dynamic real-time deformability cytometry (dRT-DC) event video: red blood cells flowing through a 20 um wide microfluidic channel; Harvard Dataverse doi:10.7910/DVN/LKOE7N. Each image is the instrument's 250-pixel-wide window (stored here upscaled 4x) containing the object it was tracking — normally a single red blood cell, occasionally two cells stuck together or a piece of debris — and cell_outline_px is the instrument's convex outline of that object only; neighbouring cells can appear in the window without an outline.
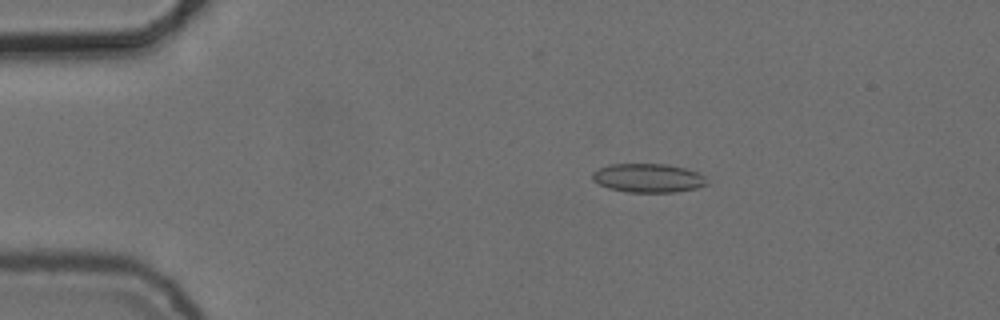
{"species": "common noctule bat (a hibernating species)", "species_latin": "Nyctalus noctula", "temperature_condition": "cold", "stored_images_in_passage": 56, "camera_frame_rate_fps": 3000, "um_per_image_px": 0.085, "animal": {"sex": "female", "body_mass_g": 24.6, "forearm_length_mm": 56.2}, "frame": {"image": 1, "passage_image": 11, "time_ms": 3.333, "image_size_px": [1000, 320], "cell_outline_px": [[708, 184], [696, 188], [676, 192], [628, 192], [608, 188], [592, 180], [592, 172], [600, 168], [612, 164], [668, 164], [684, 168], [696, 172], [704, 176]], "centroid_in_image_um": [55.09, 15.13], "position_along_channel_um": 29.9, "area_um2": 19.13}}
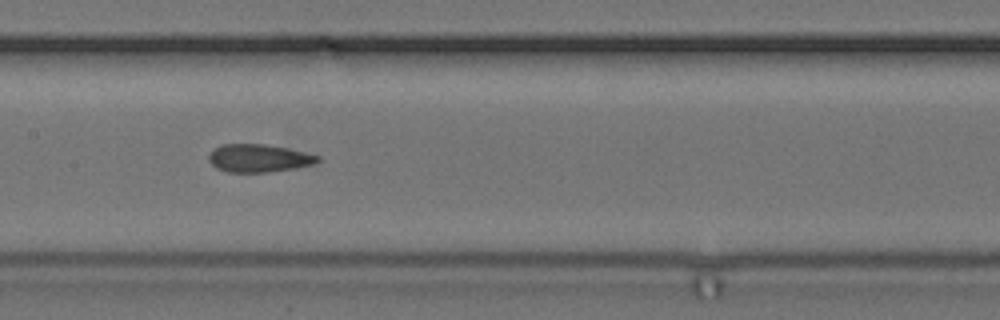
{"frame": {"image": 2, "passage_image": 28, "time_ms": 9.0, "image_size_px": [1000, 320], "cell_outline_px": [[320, 160], [312, 164], [292, 168], [268, 172], [228, 172], [216, 168], [208, 160], [208, 156], [220, 144], [264, 144], [288, 148], [320, 156]], "centroid_in_image_um": [21.97, 13.44], "position_along_channel_um": 185.4, "area_um2": 17.51}}
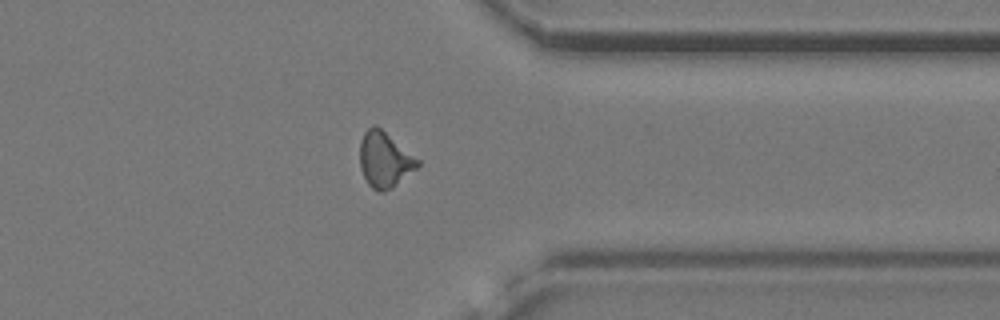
{"frame": {"image": 3, "passage_image": 44, "time_ms": 14.333, "image_size_px": [1000, 320], "cell_outline_px": [[420, 164], [416, 168], [392, 188], [384, 192], [376, 192], [368, 184], [360, 168], [360, 140], [364, 132], [372, 124], [376, 124], [420, 160]], "centroid_in_image_um": [32.67, 13.57], "position_along_channel_um": 378.7, "area_um2": 18.73}, "authors_computed_cell_mechanics": {"area_um2": 18.0625, "velocity_mm_per_s": 3.7371, "shape_relaxation_time_tau1_ms": null, "shape_relaxation_time_tau2_ms": 2.5882, "deformation_change_tau1": null, "deformation_change_tau2": 0.0854}}